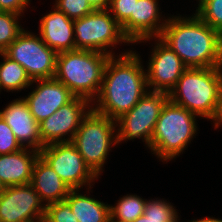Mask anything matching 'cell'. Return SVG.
Segmentation results:
<instances>
[{
    "label": "cell",
    "mask_w": 222,
    "mask_h": 222,
    "mask_svg": "<svg viewBox=\"0 0 222 222\" xmlns=\"http://www.w3.org/2000/svg\"><path fill=\"white\" fill-rule=\"evenodd\" d=\"M195 14L222 34V0H198Z\"/></svg>",
    "instance_id": "cell-25"
},
{
    "label": "cell",
    "mask_w": 222,
    "mask_h": 222,
    "mask_svg": "<svg viewBox=\"0 0 222 222\" xmlns=\"http://www.w3.org/2000/svg\"><path fill=\"white\" fill-rule=\"evenodd\" d=\"M34 84L35 87H33ZM30 87L33 90L27 96H24V100L38 123L76 97L64 84L55 78L34 80Z\"/></svg>",
    "instance_id": "cell-14"
},
{
    "label": "cell",
    "mask_w": 222,
    "mask_h": 222,
    "mask_svg": "<svg viewBox=\"0 0 222 222\" xmlns=\"http://www.w3.org/2000/svg\"><path fill=\"white\" fill-rule=\"evenodd\" d=\"M156 39V40H155ZM154 40V41H153ZM153 41L150 57L145 69L147 86L150 91L169 93L176 85L178 79L187 69L180 57L160 37L146 38L138 43Z\"/></svg>",
    "instance_id": "cell-11"
},
{
    "label": "cell",
    "mask_w": 222,
    "mask_h": 222,
    "mask_svg": "<svg viewBox=\"0 0 222 222\" xmlns=\"http://www.w3.org/2000/svg\"><path fill=\"white\" fill-rule=\"evenodd\" d=\"M169 200L153 198L145 203L142 216H139L133 222H180L178 210Z\"/></svg>",
    "instance_id": "cell-23"
},
{
    "label": "cell",
    "mask_w": 222,
    "mask_h": 222,
    "mask_svg": "<svg viewBox=\"0 0 222 222\" xmlns=\"http://www.w3.org/2000/svg\"><path fill=\"white\" fill-rule=\"evenodd\" d=\"M45 209L31 183L5 187L0 194V222H43Z\"/></svg>",
    "instance_id": "cell-12"
},
{
    "label": "cell",
    "mask_w": 222,
    "mask_h": 222,
    "mask_svg": "<svg viewBox=\"0 0 222 222\" xmlns=\"http://www.w3.org/2000/svg\"><path fill=\"white\" fill-rule=\"evenodd\" d=\"M188 222H222V219H219V217L218 218H214L213 216L212 217H210V216H208V217H203V218H201V219H194V220H190V221H188Z\"/></svg>",
    "instance_id": "cell-33"
},
{
    "label": "cell",
    "mask_w": 222,
    "mask_h": 222,
    "mask_svg": "<svg viewBox=\"0 0 222 222\" xmlns=\"http://www.w3.org/2000/svg\"><path fill=\"white\" fill-rule=\"evenodd\" d=\"M76 50L102 52L109 56L116 54L117 45L132 43L124 35L121 25L106 10H95L74 20ZM114 47V48H113ZM111 49V50H110Z\"/></svg>",
    "instance_id": "cell-7"
},
{
    "label": "cell",
    "mask_w": 222,
    "mask_h": 222,
    "mask_svg": "<svg viewBox=\"0 0 222 222\" xmlns=\"http://www.w3.org/2000/svg\"><path fill=\"white\" fill-rule=\"evenodd\" d=\"M95 10H106L111 0H87Z\"/></svg>",
    "instance_id": "cell-32"
},
{
    "label": "cell",
    "mask_w": 222,
    "mask_h": 222,
    "mask_svg": "<svg viewBox=\"0 0 222 222\" xmlns=\"http://www.w3.org/2000/svg\"><path fill=\"white\" fill-rule=\"evenodd\" d=\"M20 16L23 17L13 12L0 11V52H3L25 29L20 24Z\"/></svg>",
    "instance_id": "cell-24"
},
{
    "label": "cell",
    "mask_w": 222,
    "mask_h": 222,
    "mask_svg": "<svg viewBox=\"0 0 222 222\" xmlns=\"http://www.w3.org/2000/svg\"><path fill=\"white\" fill-rule=\"evenodd\" d=\"M40 19L39 35L43 42L56 53L76 50L74 20L52 6Z\"/></svg>",
    "instance_id": "cell-17"
},
{
    "label": "cell",
    "mask_w": 222,
    "mask_h": 222,
    "mask_svg": "<svg viewBox=\"0 0 222 222\" xmlns=\"http://www.w3.org/2000/svg\"><path fill=\"white\" fill-rule=\"evenodd\" d=\"M40 156L49 163L70 189L86 188L90 193L95 184L94 181L99 179L71 142L45 145L40 150Z\"/></svg>",
    "instance_id": "cell-10"
},
{
    "label": "cell",
    "mask_w": 222,
    "mask_h": 222,
    "mask_svg": "<svg viewBox=\"0 0 222 222\" xmlns=\"http://www.w3.org/2000/svg\"><path fill=\"white\" fill-rule=\"evenodd\" d=\"M81 189H71L65 201L71 207L78 222H111L110 205L92 198Z\"/></svg>",
    "instance_id": "cell-20"
},
{
    "label": "cell",
    "mask_w": 222,
    "mask_h": 222,
    "mask_svg": "<svg viewBox=\"0 0 222 222\" xmlns=\"http://www.w3.org/2000/svg\"><path fill=\"white\" fill-rule=\"evenodd\" d=\"M125 50L109 57L100 91L92 102V110L115 121L149 91L141 55L133 48Z\"/></svg>",
    "instance_id": "cell-1"
},
{
    "label": "cell",
    "mask_w": 222,
    "mask_h": 222,
    "mask_svg": "<svg viewBox=\"0 0 222 222\" xmlns=\"http://www.w3.org/2000/svg\"><path fill=\"white\" fill-rule=\"evenodd\" d=\"M22 148L10 126L0 116V155L14 153Z\"/></svg>",
    "instance_id": "cell-28"
},
{
    "label": "cell",
    "mask_w": 222,
    "mask_h": 222,
    "mask_svg": "<svg viewBox=\"0 0 222 222\" xmlns=\"http://www.w3.org/2000/svg\"><path fill=\"white\" fill-rule=\"evenodd\" d=\"M31 0H0V11L24 15ZM26 9V10H25Z\"/></svg>",
    "instance_id": "cell-30"
},
{
    "label": "cell",
    "mask_w": 222,
    "mask_h": 222,
    "mask_svg": "<svg viewBox=\"0 0 222 222\" xmlns=\"http://www.w3.org/2000/svg\"><path fill=\"white\" fill-rule=\"evenodd\" d=\"M0 93L2 89L6 92H21L31 86V79L25 69L18 62L0 52Z\"/></svg>",
    "instance_id": "cell-21"
},
{
    "label": "cell",
    "mask_w": 222,
    "mask_h": 222,
    "mask_svg": "<svg viewBox=\"0 0 222 222\" xmlns=\"http://www.w3.org/2000/svg\"><path fill=\"white\" fill-rule=\"evenodd\" d=\"M135 1L138 0H111L107 10L122 26L134 14Z\"/></svg>",
    "instance_id": "cell-29"
},
{
    "label": "cell",
    "mask_w": 222,
    "mask_h": 222,
    "mask_svg": "<svg viewBox=\"0 0 222 222\" xmlns=\"http://www.w3.org/2000/svg\"><path fill=\"white\" fill-rule=\"evenodd\" d=\"M117 123L107 116L90 110L82 119L71 143L90 169L99 177L109 159V152L117 143Z\"/></svg>",
    "instance_id": "cell-6"
},
{
    "label": "cell",
    "mask_w": 222,
    "mask_h": 222,
    "mask_svg": "<svg viewBox=\"0 0 222 222\" xmlns=\"http://www.w3.org/2000/svg\"><path fill=\"white\" fill-rule=\"evenodd\" d=\"M159 0L135 1L134 14L121 26L132 44L146 38L160 37L168 18L162 16ZM160 8V9H159Z\"/></svg>",
    "instance_id": "cell-15"
},
{
    "label": "cell",
    "mask_w": 222,
    "mask_h": 222,
    "mask_svg": "<svg viewBox=\"0 0 222 222\" xmlns=\"http://www.w3.org/2000/svg\"><path fill=\"white\" fill-rule=\"evenodd\" d=\"M213 122L215 130L222 126V91L216 103V108L212 118L210 119Z\"/></svg>",
    "instance_id": "cell-31"
},
{
    "label": "cell",
    "mask_w": 222,
    "mask_h": 222,
    "mask_svg": "<svg viewBox=\"0 0 222 222\" xmlns=\"http://www.w3.org/2000/svg\"><path fill=\"white\" fill-rule=\"evenodd\" d=\"M197 118L192 112L168 99L161 109L151 137V153L163 163L183 154L198 134Z\"/></svg>",
    "instance_id": "cell-4"
},
{
    "label": "cell",
    "mask_w": 222,
    "mask_h": 222,
    "mask_svg": "<svg viewBox=\"0 0 222 222\" xmlns=\"http://www.w3.org/2000/svg\"><path fill=\"white\" fill-rule=\"evenodd\" d=\"M109 55L89 50L57 53L54 78L64 84L76 97L91 103L97 97Z\"/></svg>",
    "instance_id": "cell-3"
},
{
    "label": "cell",
    "mask_w": 222,
    "mask_h": 222,
    "mask_svg": "<svg viewBox=\"0 0 222 222\" xmlns=\"http://www.w3.org/2000/svg\"><path fill=\"white\" fill-rule=\"evenodd\" d=\"M168 100L165 92L148 91L127 113L116 120L117 143L142 139L150 149L151 137L163 105Z\"/></svg>",
    "instance_id": "cell-9"
},
{
    "label": "cell",
    "mask_w": 222,
    "mask_h": 222,
    "mask_svg": "<svg viewBox=\"0 0 222 222\" xmlns=\"http://www.w3.org/2000/svg\"><path fill=\"white\" fill-rule=\"evenodd\" d=\"M3 53L23 66L31 81L55 76L57 53L29 30L24 29Z\"/></svg>",
    "instance_id": "cell-8"
},
{
    "label": "cell",
    "mask_w": 222,
    "mask_h": 222,
    "mask_svg": "<svg viewBox=\"0 0 222 222\" xmlns=\"http://www.w3.org/2000/svg\"><path fill=\"white\" fill-rule=\"evenodd\" d=\"M222 91V67L187 68L168 99L200 118L210 120Z\"/></svg>",
    "instance_id": "cell-5"
},
{
    "label": "cell",
    "mask_w": 222,
    "mask_h": 222,
    "mask_svg": "<svg viewBox=\"0 0 222 222\" xmlns=\"http://www.w3.org/2000/svg\"><path fill=\"white\" fill-rule=\"evenodd\" d=\"M0 116L10 126L18 142L23 148L40 152L45 146L40 136L39 123L30 112L24 97L12 100L0 110Z\"/></svg>",
    "instance_id": "cell-16"
},
{
    "label": "cell",
    "mask_w": 222,
    "mask_h": 222,
    "mask_svg": "<svg viewBox=\"0 0 222 222\" xmlns=\"http://www.w3.org/2000/svg\"><path fill=\"white\" fill-rule=\"evenodd\" d=\"M40 152L22 148L17 152L0 155V181L4 187L31 182L35 161Z\"/></svg>",
    "instance_id": "cell-18"
},
{
    "label": "cell",
    "mask_w": 222,
    "mask_h": 222,
    "mask_svg": "<svg viewBox=\"0 0 222 222\" xmlns=\"http://www.w3.org/2000/svg\"><path fill=\"white\" fill-rule=\"evenodd\" d=\"M147 199L137 194H126L115 205H110L111 222H133L143 215Z\"/></svg>",
    "instance_id": "cell-22"
},
{
    "label": "cell",
    "mask_w": 222,
    "mask_h": 222,
    "mask_svg": "<svg viewBox=\"0 0 222 222\" xmlns=\"http://www.w3.org/2000/svg\"><path fill=\"white\" fill-rule=\"evenodd\" d=\"M160 38L187 68L222 67V34L195 13L170 15Z\"/></svg>",
    "instance_id": "cell-2"
},
{
    "label": "cell",
    "mask_w": 222,
    "mask_h": 222,
    "mask_svg": "<svg viewBox=\"0 0 222 222\" xmlns=\"http://www.w3.org/2000/svg\"><path fill=\"white\" fill-rule=\"evenodd\" d=\"M43 222H78V220L64 200L46 205Z\"/></svg>",
    "instance_id": "cell-27"
},
{
    "label": "cell",
    "mask_w": 222,
    "mask_h": 222,
    "mask_svg": "<svg viewBox=\"0 0 222 222\" xmlns=\"http://www.w3.org/2000/svg\"><path fill=\"white\" fill-rule=\"evenodd\" d=\"M91 109L92 103L82 97H75L60 107L51 116L39 123L42 143L48 145L71 142L82 119Z\"/></svg>",
    "instance_id": "cell-13"
},
{
    "label": "cell",
    "mask_w": 222,
    "mask_h": 222,
    "mask_svg": "<svg viewBox=\"0 0 222 222\" xmlns=\"http://www.w3.org/2000/svg\"><path fill=\"white\" fill-rule=\"evenodd\" d=\"M5 190L3 183L0 181V194Z\"/></svg>",
    "instance_id": "cell-34"
},
{
    "label": "cell",
    "mask_w": 222,
    "mask_h": 222,
    "mask_svg": "<svg viewBox=\"0 0 222 222\" xmlns=\"http://www.w3.org/2000/svg\"><path fill=\"white\" fill-rule=\"evenodd\" d=\"M53 5L73 20L82 18L95 11L87 0H55Z\"/></svg>",
    "instance_id": "cell-26"
},
{
    "label": "cell",
    "mask_w": 222,
    "mask_h": 222,
    "mask_svg": "<svg viewBox=\"0 0 222 222\" xmlns=\"http://www.w3.org/2000/svg\"><path fill=\"white\" fill-rule=\"evenodd\" d=\"M30 183L45 206L64 201L71 190L40 155L34 163Z\"/></svg>",
    "instance_id": "cell-19"
}]
</instances>
